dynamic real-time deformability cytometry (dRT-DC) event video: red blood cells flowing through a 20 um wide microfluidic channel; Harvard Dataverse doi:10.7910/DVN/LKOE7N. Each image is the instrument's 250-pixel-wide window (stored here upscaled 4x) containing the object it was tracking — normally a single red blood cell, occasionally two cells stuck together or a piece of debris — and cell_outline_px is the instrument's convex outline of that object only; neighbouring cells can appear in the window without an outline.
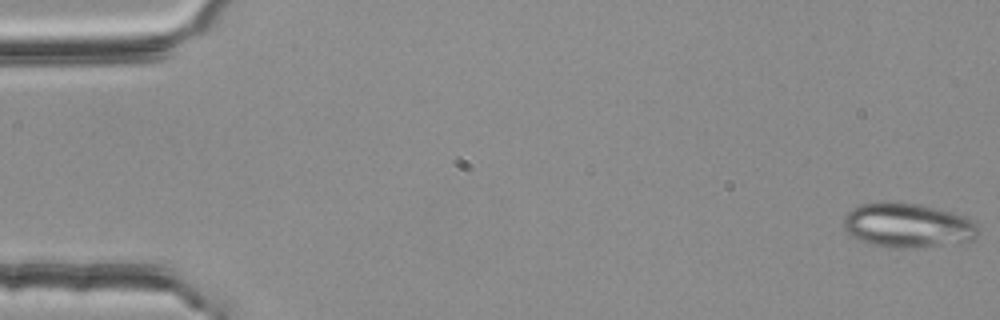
{"species": "common noctule bat (a hibernating species)", "species_latin": "Nyctalus noctula", "temperature_condition": "room temperature", "stored_images_in_passage": 55, "camera_frame_rate_fps": 3000, "um_per_image_px": 0.085, "animal": {"sex": "female", "body_mass_g": 25.1}, "frame": {"image": 1, "passage_image": 1, "time_ms": 0.0, "image_size_px": [1000, 320], "cell_outline_px": [[976, 236], [972, 240], [964, 244], [912, 248], [888, 248], [868, 244], [852, 236], [844, 228], [844, 216], [852, 208], [860, 204], [884, 200], [896, 200], [920, 204], [940, 208], [956, 212], [972, 220], [976, 224]], "centroid_in_image_um": [77.16, 19.14], "position_along_channel_um": 7.8, "area_um2": 36.01}}
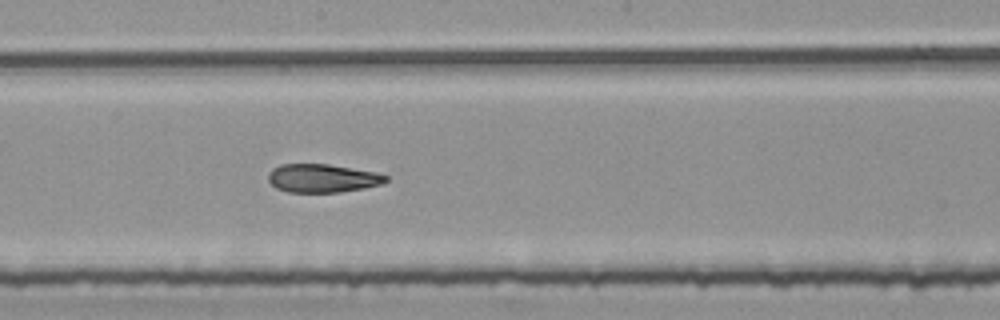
{"frame": {"image": 2, "passage_image": 30, "time_ms": 9.667, "image_size_px": [1000, 320], "cell_outline_px": [[388, 180], [380, 184], [364, 188], [340, 192], [288, 192], [276, 188], [268, 180], [268, 172], [272, 168], [280, 164], [328, 164], [376, 172], [388, 176]], "centroid_in_image_um": [27.38, 15.14], "position_along_channel_um": 220.8, "area_um2": 19.48}}
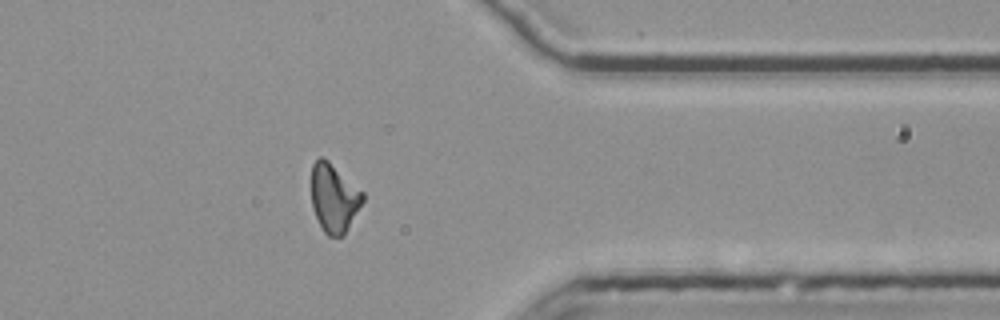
{"frame": {"image": 3, "passage_image": 44, "time_ms": 14.333, "image_size_px": [1000, 320], "cell_outline_px": [[364, 200], [344, 236], [328, 236], [324, 232], [312, 208], [312, 164], [320, 156], [324, 156], [364, 192]], "centroid_in_image_um": [28.4, 16.81], "position_along_channel_um": 383.0, "area_um2": 20.58}, "authors_computed_cell_mechanics": {"area_um2": 20.6924, "velocity_mm_per_s": 3.77, "shape_relaxation_time_tau1_ms": null, "shape_relaxation_time_tau2_ms": 8.919, "deformation_change_tau1": null, "deformation_change_tau2": 0.1794}}